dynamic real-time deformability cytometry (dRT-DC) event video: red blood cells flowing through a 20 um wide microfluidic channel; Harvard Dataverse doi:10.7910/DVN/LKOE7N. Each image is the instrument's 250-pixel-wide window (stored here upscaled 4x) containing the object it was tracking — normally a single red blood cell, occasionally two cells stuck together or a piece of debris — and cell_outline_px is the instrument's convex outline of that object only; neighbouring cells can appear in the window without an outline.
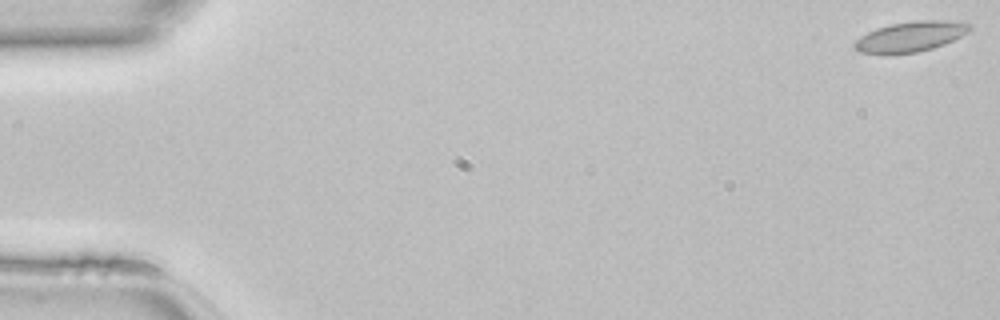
{"species": "common noctule bat (a hibernating species)", "species_latin": "Nyctalus noctula", "temperature_condition": "room temperature", "stored_images_in_passage": 48, "camera_frame_rate_fps": 3000, "um_per_image_px": 0.085, "animal": {"sex": "female", "body_mass_g": 22.7, "forearm_length_mm": 54.2}, "frame": {"image": 1, "passage_image": 1, "time_ms": 0.0, "image_size_px": [1000, 320], "cell_outline_px": [[972, 28], [968, 32], [944, 44], [932, 48], [916, 52], [888, 56], [860, 52], [852, 44], [860, 36], [876, 28], [892, 24], [916, 20], [944, 20], [972, 24]], "centroid_in_image_um": [77.35, 3.13], "position_along_channel_um": 7.6, "area_um2": 20.52}}
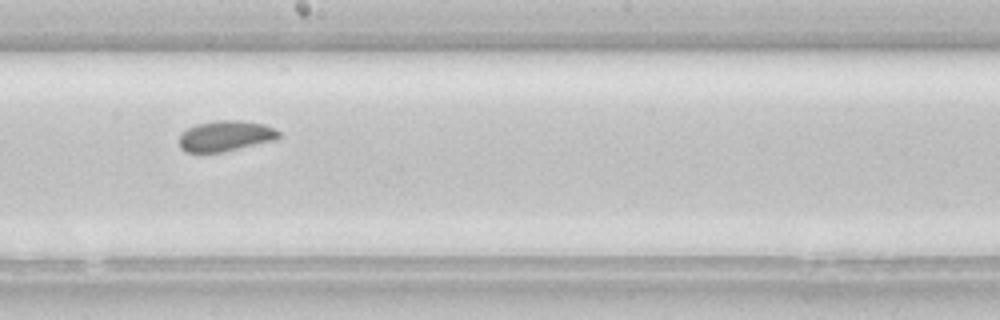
{"frame": {"image": 2, "passage_image": 27, "time_ms": 8.667, "image_size_px": [1000, 320], "cell_outline_px": [[280, 136], [272, 140], [220, 152], [184, 152], [180, 148], [180, 136], [188, 128], [196, 124], [216, 120], [240, 120], [264, 124], [280, 132]], "centroid_in_image_um": [19.13, 11.54], "position_along_channel_um": 229.1, "area_um2": 17.4}}
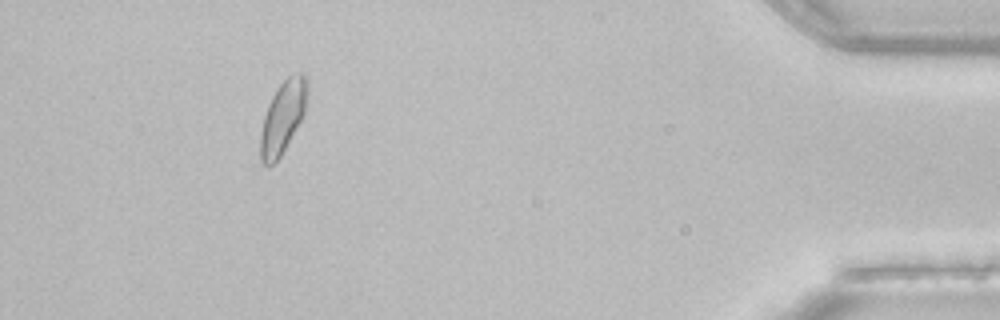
{"frame": {"image": 3, "passage_image": 44, "time_ms": 14.333, "image_size_px": [1000, 320], "cell_outline_px": [[308, 100], [304, 116], [280, 156], [272, 164], [264, 164], [260, 160], [260, 136], [264, 116], [268, 104], [272, 96], [280, 84], [288, 76], [296, 72], [304, 72], [308, 76]], "centroid_in_image_um": [24.09, 9.88], "position_along_channel_um": 411.1, "area_um2": 20.0}}